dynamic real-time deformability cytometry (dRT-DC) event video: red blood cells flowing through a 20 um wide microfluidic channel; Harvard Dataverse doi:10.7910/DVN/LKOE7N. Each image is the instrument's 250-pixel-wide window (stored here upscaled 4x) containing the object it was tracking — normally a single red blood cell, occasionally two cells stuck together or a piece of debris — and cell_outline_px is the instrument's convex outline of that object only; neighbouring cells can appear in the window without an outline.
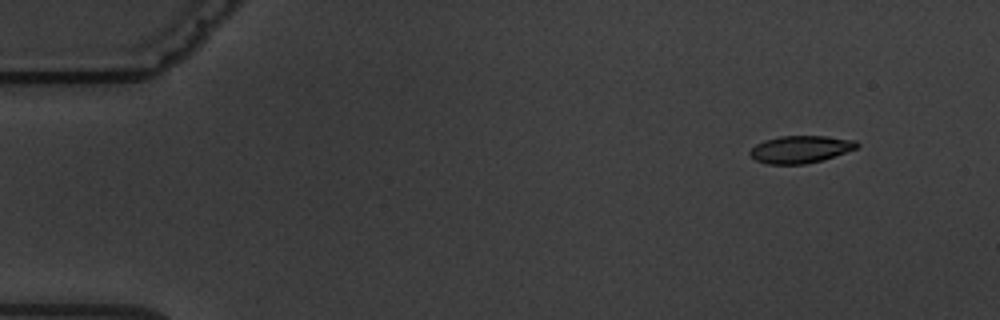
{"species": "common noctule bat (a hibernating species)", "species_latin": "Nyctalus noctula", "temperature_condition": "warm", "stored_images_in_passage": 5, "camera_frame_rate_fps": 3000, "um_per_image_px": 0.085, "animal": {"sex": "male", "body_mass_g": 19.5, "forearm_length_mm": 54.6}, "frame": {"image": 1, "passage_image": 2, "time_ms": 1.333, "image_size_px": [1000, 320], "cell_outline_px": [[860, 144], [856, 148], [820, 160], [804, 164], [768, 164], [756, 160], [748, 152], [756, 144], [764, 140], [780, 136], [824, 136], [856, 140]], "centroid_in_image_um": [68.01, 12.68], "position_along_channel_um": 17.0, "area_um2": 16.76}}